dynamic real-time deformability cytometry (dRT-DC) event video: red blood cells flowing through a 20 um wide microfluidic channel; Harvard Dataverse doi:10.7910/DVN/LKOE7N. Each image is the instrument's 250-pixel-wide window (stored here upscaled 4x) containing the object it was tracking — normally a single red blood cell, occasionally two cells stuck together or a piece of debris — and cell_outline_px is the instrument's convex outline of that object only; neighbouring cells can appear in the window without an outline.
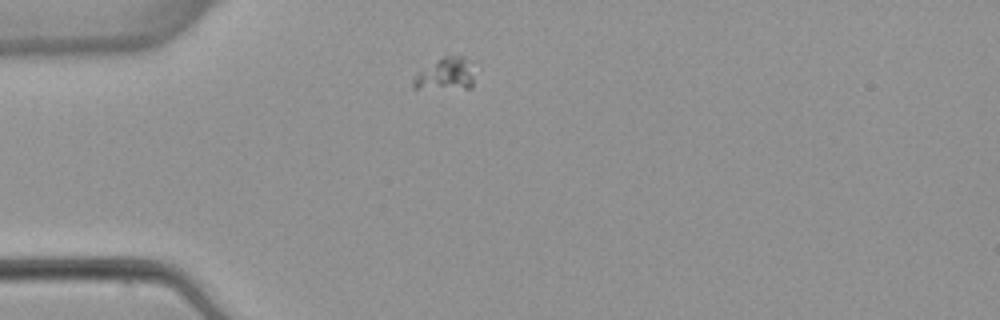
{"species": "common noctule bat (a hibernating species)", "species_latin": "Nyctalus noctula", "temperature_condition": "warm", "stored_images_in_passage": 3, "camera_frame_rate_fps": 3000, "um_per_image_px": 0.085, "animal": {"sex": "female", "body_mass_g": 22.7, "forearm_length_mm": 54.2}, "frame": {"image": 1, "passage_image": 1, "time_ms": 0.0, "image_size_px": [1000, 320], "cell_outline_px": [[472, 88], [412, 88], [412, 80], [416, 72], [444, 56], [464, 56], [472, 76]], "centroid_in_image_um": [37.78, 6.32], "position_along_channel_um": 47.2, "area_um2": 11.1}}
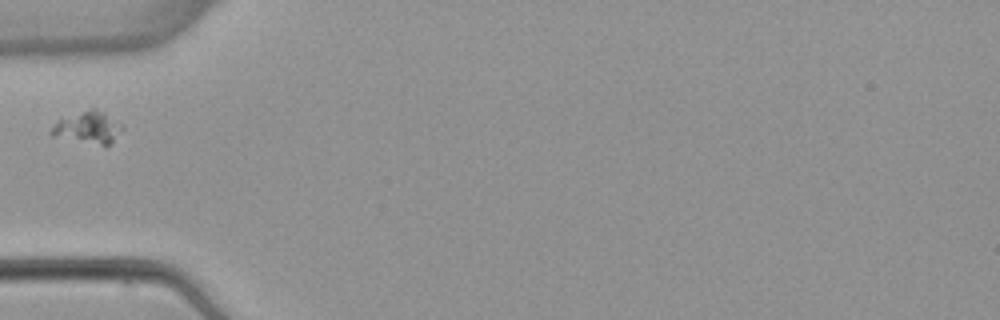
{"frame": {"image": 2, "passage_image": 2, "time_ms": 1.333, "image_size_px": [1000, 320], "cell_outline_px": [[124, 128], [104, 148], [52, 136], [48, 132], [56, 120], [92, 108], [96, 108], [104, 112], [120, 124]], "centroid_in_image_um": [7.43, 10.88], "position_along_channel_um": 77.6, "area_um2": 13.47}}
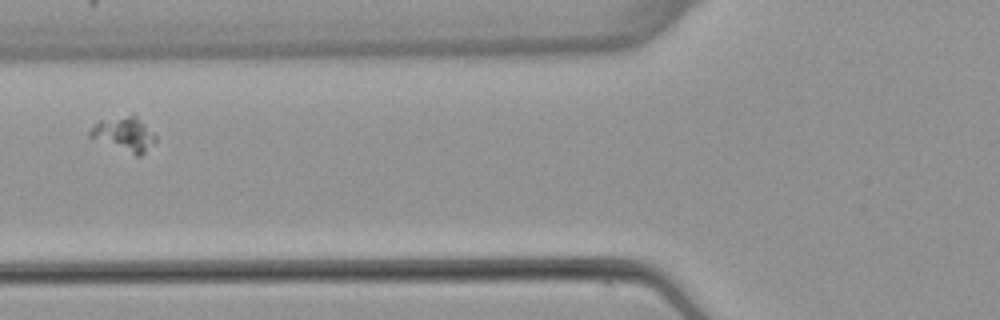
{"frame": {"image": 3, "passage_image": 3, "time_ms": 2.333, "image_size_px": [1000, 320], "cell_outline_px": [[156, 140], [140, 156], [136, 156], [88, 136], [88, 132], [100, 120], [132, 112], [156, 136]], "centroid_in_image_um": [10.55, 11.36], "position_along_channel_um": 115.3, "area_um2": 13.01}}